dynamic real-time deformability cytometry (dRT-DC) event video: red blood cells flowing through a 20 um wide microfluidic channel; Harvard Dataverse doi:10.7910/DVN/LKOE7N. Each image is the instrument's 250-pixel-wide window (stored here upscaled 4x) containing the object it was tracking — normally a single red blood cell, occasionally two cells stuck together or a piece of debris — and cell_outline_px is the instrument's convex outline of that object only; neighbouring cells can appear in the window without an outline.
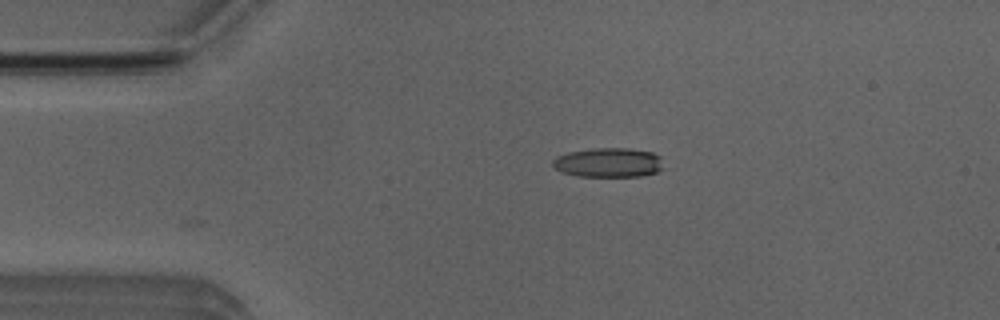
{"species": "Egyptian fruit bat (a non-hibernating species)", "species_latin": "Rousettus aegyptiacus", "temperature_condition": "room temperature", "stored_images_in_passage": 10, "camera_frame_rate_fps": 3000, "um_per_image_px": 0.085, "animal": {"sex": "male"}, "frame": {"image": 1, "passage_image": 10, "time_ms": 3.0, "image_size_px": [1000, 320], "cell_outline_px": [[664, 168], [656, 172], [644, 176], [576, 176], [560, 172], [552, 164], [552, 160], [556, 156], [568, 152], [596, 148], [628, 148], [652, 152], [660, 156]], "centroid_in_image_um": [51.72, 13.82], "position_along_channel_um": 33.3, "area_um2": 19.13}}